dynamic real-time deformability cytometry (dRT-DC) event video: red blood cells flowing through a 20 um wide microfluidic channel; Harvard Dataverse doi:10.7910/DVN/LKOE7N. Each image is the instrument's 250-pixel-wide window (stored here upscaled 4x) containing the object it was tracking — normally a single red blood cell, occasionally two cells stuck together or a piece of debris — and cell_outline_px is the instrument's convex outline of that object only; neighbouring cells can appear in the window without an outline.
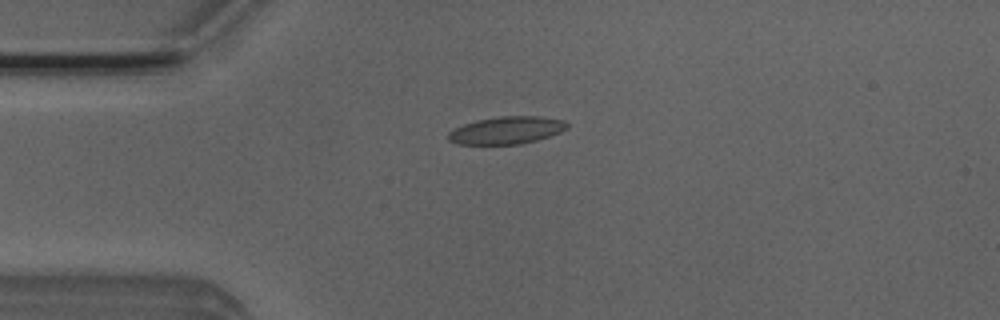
{"species": "Egyptian fruit bat (a non-hibernating species)", "species_latin": "Rousettus aegyptiacus", "temperature_condition": "room temperature", "stored_images_in_passage": 51, "camera_frame_rate_fps": 3000, "um_per_image_px": 0.085, "animal": {"sex": "male"}, "frame": {"image": 1, "passage_image": 12, "time_ms": 3.667, "image_size_px": [1000, 320], "cell_outline_px": [[568, 128], [560, 132], [536, 140], [520, 144], [456, 144], [448, 140], [448, 132], [464, 124], [476, 120], [500, 116], [536, 116], [564, 120], [568, 124]], "centroid_in_image_um": [43.05, 11.07], "position_along_channel_um": 42.0, "area_um2": 18.9}}
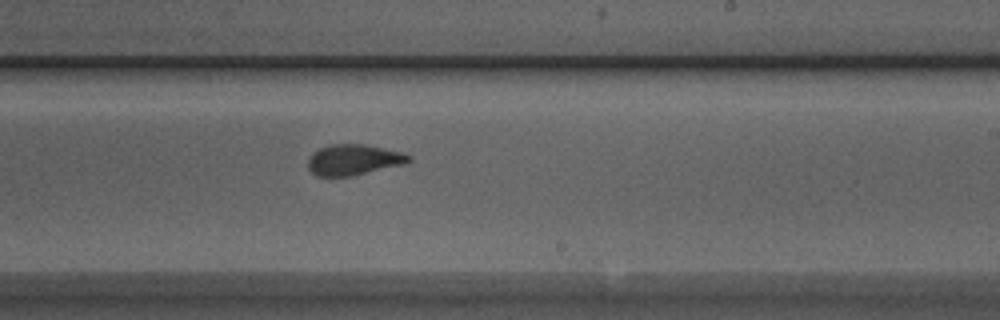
{"frame": {"image": 2, "passage_image": 30, "time_ms": 9.667, "image_size_px": [1000, 320], "cell_outline_px": [[412, 160], [408, 164], [352, 176], [316, 176], [308, 168], [308, 156], [312, 152], [320, 148], [332, 144], [364, 144], [400, 152], [412, 156]], "centroid_in_image_um": [30.07, 13.59], "position_along_channel_um": 258.9, "area_um2": 18.26}}
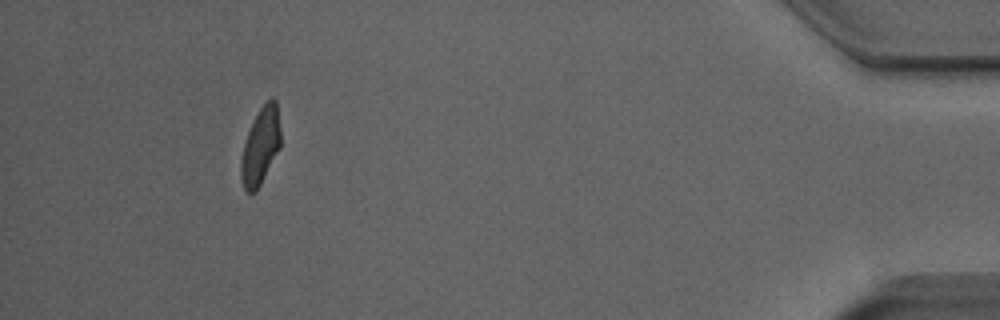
{"frame": {"image": 3, "passage_image": 47, "time_ms": 15.333, "image_size_px": [1000, 320], "cell_outline_px": [[280, 148], [256, 192], [248, 192], [244, 188], [240, 176], [240, 160], [244, 140], [252, 120], [260, 108], [272, 96], [276, 100], [280, 128]], "centroid_in_image_um": [22.12, 12.41], "position_along_channel_um": 413.1, "area_um2": 17.92}, "authors_computed_cell_mechanics": {"area_um2": 18.6116, "velocity_mm_per_s": 3.9516, "shape_relaxation_time_tau1_ms": 5.2465, "shape_relaxation_time_tau2_ms": 0.9399, "deformation_change_tau1": 0.145, "deformation_change_tau2": 0.054}}